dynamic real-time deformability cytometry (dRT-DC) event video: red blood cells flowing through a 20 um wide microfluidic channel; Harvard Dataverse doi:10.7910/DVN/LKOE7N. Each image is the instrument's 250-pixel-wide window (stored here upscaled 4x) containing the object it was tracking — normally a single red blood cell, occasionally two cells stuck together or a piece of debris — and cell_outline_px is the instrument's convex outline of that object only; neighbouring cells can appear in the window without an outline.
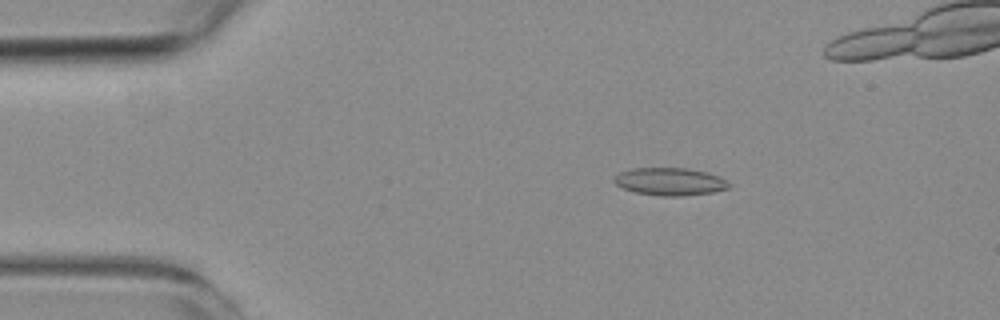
{"species": "common noctule bat (a hibernating species)", "species_latin": "Nyctalus noctula", "temperature_condition": "room temperature", "stored_images_in_passage": 4, "camera_frame_rate_fps": 3000, "um_per_image_px": 0.085, "animal": {"sex": "female", "body_mass_g": 19.3, "forearm_length_mm": 54.1}, "frame": {"image": 1, "passage_image": 2, "time_ms": 1.0, "image_size_px": [1000, 320], "cell_outline_px": [[732, 184], [728, 188], [712, 192], [680, 196], [664, 196], [636, 192], [624, 188], [616, 184], [612, 180], [612, 176], [620, 172], [632, 168], [688, 168], [720, 176]], "centroid_in_image_um": [56.93, 15.42], "position_along_channel_um": 28.1, "area_um2": 18.44}}